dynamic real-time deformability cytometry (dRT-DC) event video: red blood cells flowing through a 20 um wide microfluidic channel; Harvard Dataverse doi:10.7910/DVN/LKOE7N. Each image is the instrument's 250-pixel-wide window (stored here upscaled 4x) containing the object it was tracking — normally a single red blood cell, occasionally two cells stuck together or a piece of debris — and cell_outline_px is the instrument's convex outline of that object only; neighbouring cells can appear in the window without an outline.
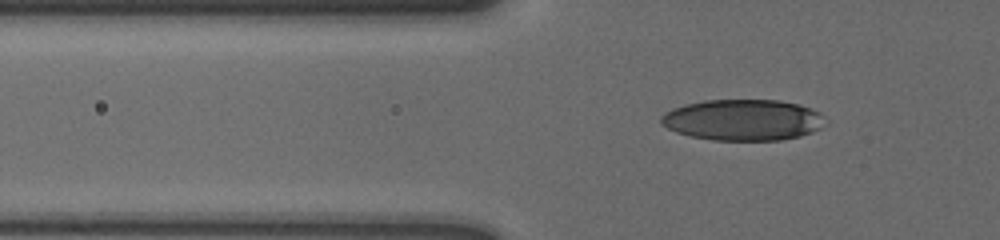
{"species": "human", "species_latin": "Homo sapiens", "temperature_condition": "cold", "stored_images_in_passage": 54, "camera_frame_rate_fps": 3000, "um_per_image_px": 0.085, "donor": {"sex": "male"}, "frame": {"image": 1, "passage_image": 16, "time_ms": 5.0, "image_size_px": [1000, 240], "cell_outline_px": [[828, 124], [812, 132], [800, 136], [780, 140], [712, 140], [692, 136], [676, 132], [660, 124], [660, 116], [664, 112], [672, 108], [704, 100], [780, 100], [800, 104], [812, 108], [820, 112], [824, 116]], "centroid_in_image_um": [63.19, 10.19], "position_along_channel_um": 62.6, "area_um2": 39.71}}
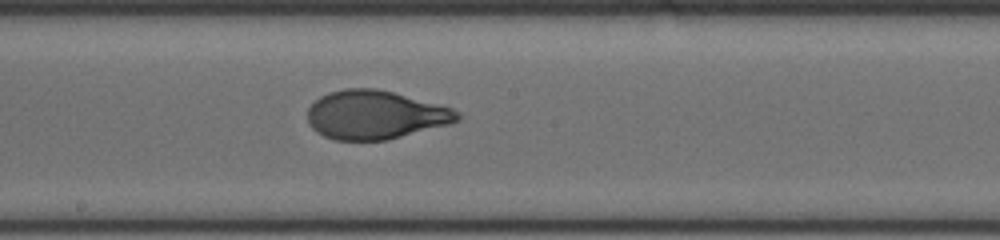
{"frame": {"image": 2, "passage_image": 30, "time_ms": 9.667, "image_size_px": [1000, 240], "cell_outline_px": [[460, 120], [448, 124], [388, 140], [336, 140], [324, 136], [316, 132], [312, 128], [308, 120], [308, 108], [320, 96], [328, 92], [344, 88], [376, 88], [392, 92], [452, 108], [460, 112]], "centroid_in_image_um": [31.87, 9.76], "position_along_channel_um": 216.3, "area_um2": 42.31}}
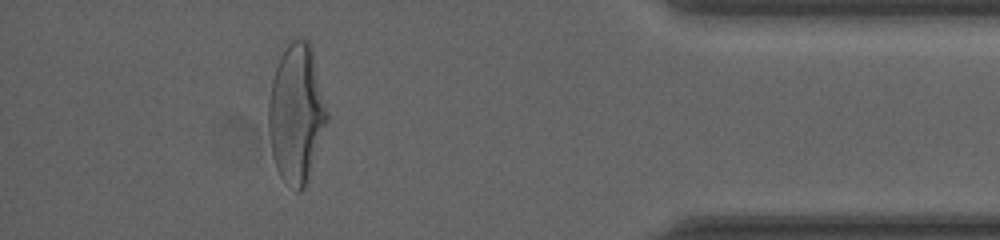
{"frame": {"image": 3, "passage_image": 49, "time_ms": 16.0, "image_size_px": [1000, 240], "cell_outline_px": [[328, 120], [304, 188], [300, 192], [296, 192], [280, 176], [276, 168], [272, 156], [268, 132], [268, 104], [272, 80], [280, 56], [288, 44], [292, 40], [308, 40], [312, 48], [328, 112]], "centroid_in_image_um": [25.18, 9.66], "position_along_channel_um": 410.0, "area_um2": 46.99}, "authors_computed_cell_mechanics": {"area_um2": 42.2807, "velocity_mm_per_s": 3.5759, "shape_relaxation_time_tau1_ms": 3.6615, "shape_relaxation_time_tau2_ms": null, "deformation_change_tau1": 0.1784, "deformation_change_tau2": null}}